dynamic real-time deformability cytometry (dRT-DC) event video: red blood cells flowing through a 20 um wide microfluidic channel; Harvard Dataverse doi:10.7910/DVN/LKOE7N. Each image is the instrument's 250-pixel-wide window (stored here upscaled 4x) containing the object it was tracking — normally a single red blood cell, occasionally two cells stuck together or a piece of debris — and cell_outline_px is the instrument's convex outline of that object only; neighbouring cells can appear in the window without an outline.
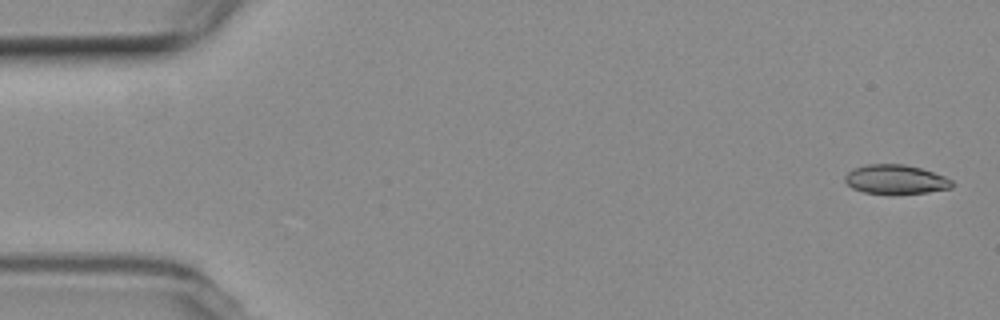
{"species": "common noctule bat (a hibernating species)", "species_latin": "Nyctalus noctula", "temperature_condition": "room temperature", "stored_images_in_passage": 5, "camera_frame_rate_fps": 3000, "um_per_image_px": 0.085, "animal": {"sex": "female", "body_mass_g": 19.3, "forearm_length_mm": 54.1}, "frame": {"image": 1, "passage_image": 1, "time_ms": 0.0, "image_size_px": [1000, 320], "cell_outline_px": [[952, 188], [928, 192], [864, 192], [852, 188], [844, 180], [844, 176], [852, 168], [868, 164], [904, 164], [920, 168], [944, 176], [952, 180]], "centroid_in_image_um": [76.11, 15.22], "position_along_channel_um": 8.9, "area_um2": 17.74}}
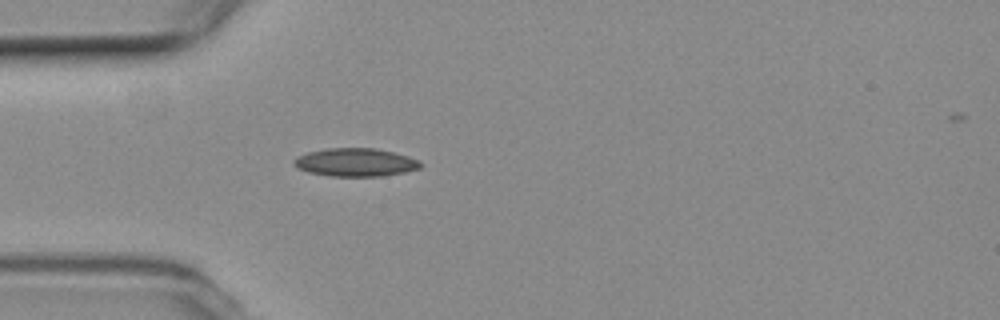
{"frame": {"image": 2, "passage_image": 5, "time_ms": 4.667, "image_size_px": [1000, 320], "cell_outline_px": [[424, 164], [420, 168], [404, 172], [380, 176], [328, 176], [308, 172], [296, 168], [292, 164], [292, 160], [308, 152], [328, 148], [376, 148], [408, 156], [420, 160]], "centroid_in_image_um": [30.21, 13.8], "position_along_channel_um": 54.8, "area_um2": 20.87}}